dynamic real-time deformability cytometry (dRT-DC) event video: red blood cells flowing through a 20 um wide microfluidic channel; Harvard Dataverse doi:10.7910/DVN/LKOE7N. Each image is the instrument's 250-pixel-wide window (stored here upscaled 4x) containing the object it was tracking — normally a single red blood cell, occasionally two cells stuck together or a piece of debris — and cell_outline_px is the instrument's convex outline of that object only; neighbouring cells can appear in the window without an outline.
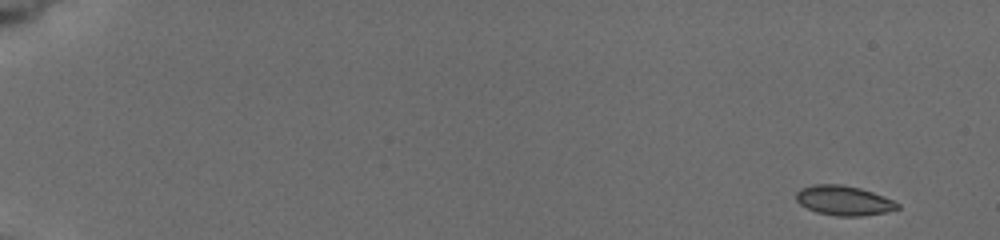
{"species": "common noctule bat (a hibernating species)", "species_latin": "Nyctalus noctula", "temperature_condition": "cold", "stored_images_in_passage": 6, "camera_frame_rate_fps": 3000, "um_per_image_px": 0.085, "animal": {"sex": "female", "body_mass_g": 19.5, "forearm_length_mm": 54.1}, "frame": {"image": 1, "passage_image": 1, "time_ms": 0.0, "image_size_px": [1000, 240], "cell_outline_px": [[900, 208], [884, 212], [860, 216], [836, 216], [816, 212], [800, 204], [796, 200], [796, 192], [800, 188], [812, 184], [840, 184], [860, 188], [872, 192], [892, 200], [900, 204]], "centroid_in_image_um": [71.69, 17.04], "position_along_channel_um": 13.3, "area_um2": 17.46}}
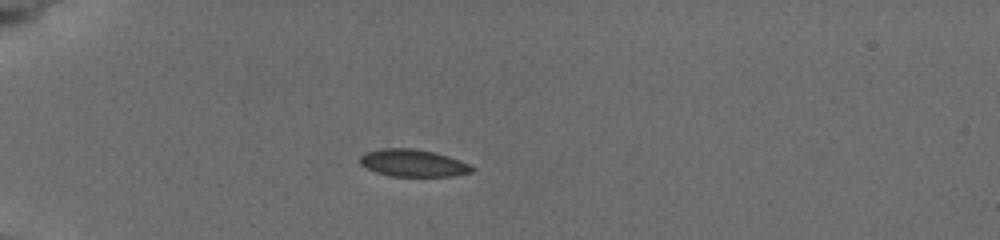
{"frame": {"image": 2, "passage_image": 6, "time_ms": 4.667, "image_size_px": [1000, 240], "cell_outline_px": [[476, 168], [472, 172], [452, 176], [388, 176], [376, 172], [360, 164], [360, 156], [368, 152], [380, 148], [412, 148], [436, 152], [460, 160]], "centroid_in_image_um": [35.13, 13.86], "position_along_channel_um": 49.9, "area_um2": 17.8}}